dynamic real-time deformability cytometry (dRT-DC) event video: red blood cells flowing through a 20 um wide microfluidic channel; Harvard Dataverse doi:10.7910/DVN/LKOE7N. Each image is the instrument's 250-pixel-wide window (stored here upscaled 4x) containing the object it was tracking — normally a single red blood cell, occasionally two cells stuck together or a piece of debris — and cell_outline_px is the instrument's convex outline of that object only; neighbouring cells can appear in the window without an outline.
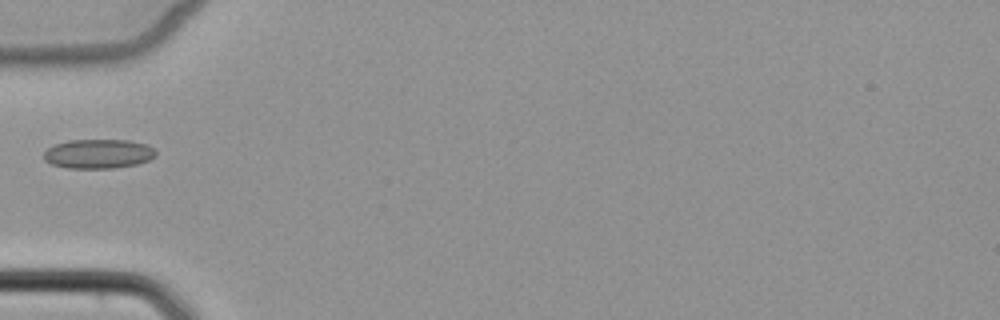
{"species": "common noctule bat (a hibernating species)", "species_latin": "Nyctalus noctula", "temperature_condition": "cold", "stored_images_in_passage": 1, "camera_frame_rate_fps": 3000, "um_per_image_px": 0.085, "animal": {"sex": "female", "body_mass_g": 22.7, "forearm_length_mm": 54.2}, "frame": {"image": 1, "passage_image": 1, "time_ms": 0.0, "image_size_px": [1000, 320], "cell_outline_px": [[156, 156], [148, 160], [136, 164], [112, 168], [68, 168], [52, 164], [44, 160], [44, 152], [48, 148], [56, 144], [68, 140], [128, 140], [148, 144], [156, 152]], "centroid_in_image_um": [8.36, 13.07], "position_along_channel_um": 76.6, "area_um2": 19.07}}